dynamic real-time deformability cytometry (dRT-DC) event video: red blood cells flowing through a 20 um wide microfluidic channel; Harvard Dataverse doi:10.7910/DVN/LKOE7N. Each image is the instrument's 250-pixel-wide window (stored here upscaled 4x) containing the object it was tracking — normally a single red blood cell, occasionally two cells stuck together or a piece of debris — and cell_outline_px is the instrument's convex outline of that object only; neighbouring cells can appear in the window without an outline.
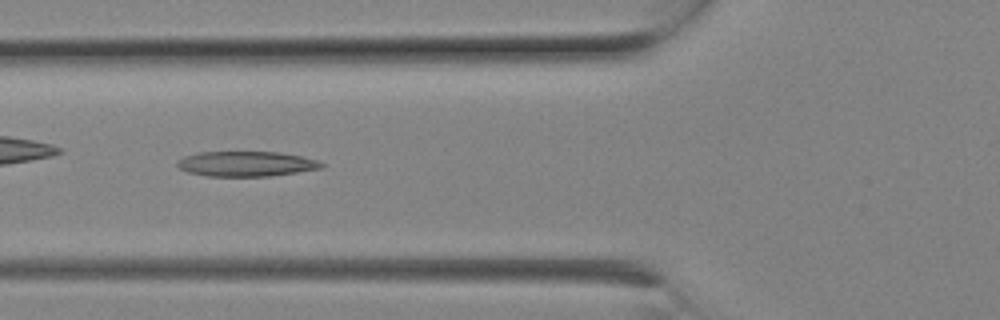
{"species": "Egyptian fruit bat (a non-hibernating species)", "species_latin": "Rousettus aegyptiacus", "temperature_condition": "room temperature", "stored_images_in_passage": 4, "camera_frame_rate_fps": 3000, "um_per_image_px": 0.085, "animal": {"sex": "female"}, "frame": {"image": 1, "passage_image": 3, "time_ms": 0.667, "image_size_px": [1000, 320], "cell_outline_px": [[320, 164], [312, 168], [288, 172], [256, 176], [220, 176], [196, 172], [184, 168], [196, 156], [212, 152], [268, 152], [296, 156]], "centroid_in_image_um": [21.04, 13.92], "position_along_channel_um": 104.8, "area_um2": 17.74}}
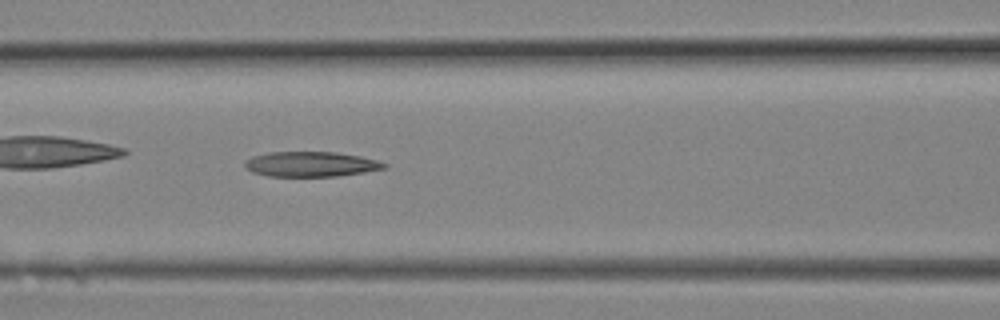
{"frame": {"image": 2, "passage_image": 4, "time_ms": 1.0, "image_size_px": [1000, 320], "cell_outline_px": [[384, 164], [380, 168], [356, 172], [324, 176], [276, 176], [260, 172], [252, 168], [248, 164], [260, 156], [280, 152], [324, 152], [352, 156]], "centroid_in_image_um": [26.43, 13.96], "position_along_channel_um": 140.2, "area_um2": 17.69}}